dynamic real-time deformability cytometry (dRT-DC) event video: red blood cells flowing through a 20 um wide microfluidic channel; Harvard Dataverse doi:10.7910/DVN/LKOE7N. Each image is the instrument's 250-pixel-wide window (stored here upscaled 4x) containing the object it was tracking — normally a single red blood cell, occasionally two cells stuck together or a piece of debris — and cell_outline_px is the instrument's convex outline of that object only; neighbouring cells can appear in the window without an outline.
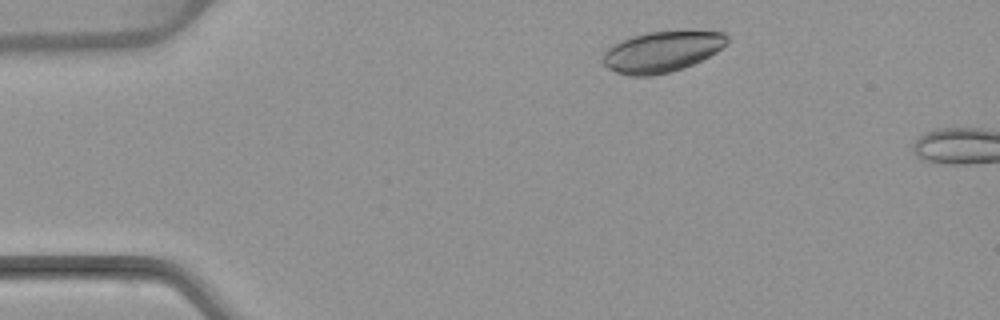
{"species": "common noctule bat (a hibernating species)", "species_latin": "Nyctalus noctula", "temperature_condition": "warm", "stored_images_in_passage": 4, "camera_frame_rate_fps": 3000, "um_per_image_px": 0.085, "animal": {"sex": "female", "body_mass_g": 22.7, "forearm_length_mm": 54.2}, "frame": {"image": 1, "passage_image": 1, "time_ms": 0.0, "image_size_px": [1000, 320], "cell_outline_px": [[728, 40], [716, 52], [684, 68], [668, 72], [648, 76], [628, 76], [616, 72], [608, 68], [604, 64], [604, 52], [608, 48], [632, 36], [648, 32], [724, 32], [728, 36]], "centroid_in_image_um": [56.24, 4.41], "position_along_channel_um": 28.8, "area_um2": 28.78}}